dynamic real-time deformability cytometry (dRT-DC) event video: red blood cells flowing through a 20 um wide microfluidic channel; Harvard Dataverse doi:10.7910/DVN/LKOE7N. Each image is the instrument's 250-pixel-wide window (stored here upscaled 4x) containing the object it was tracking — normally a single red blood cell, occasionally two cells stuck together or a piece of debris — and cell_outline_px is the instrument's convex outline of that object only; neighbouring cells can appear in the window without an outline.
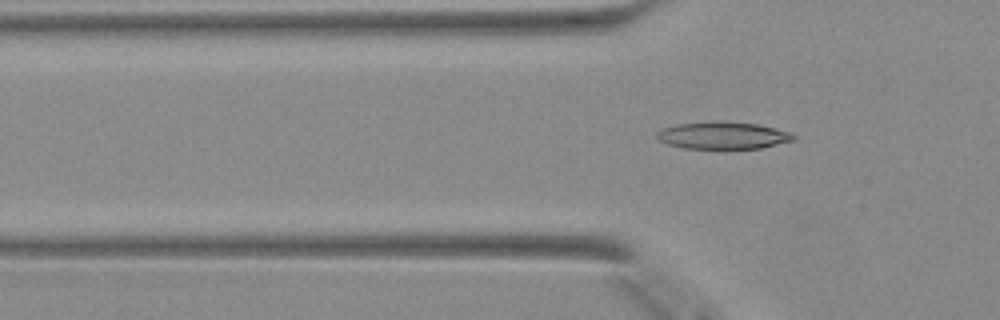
{"species": "Egyptian fruit bat (a non-hibernating species)", "species_latin": "Rousettus aegyptiacus", "temperature_condition": "warm", "stored_images_in_passage": 2, "camera_frame_rate_fps": 3000, "um_per_image_px": 0.085, "animal": {"sex": "female"}, "frame": {"image": 1, "passage_image": 2, "time_ms": 0.333, "image_size_px": [1000, 320], "cell_outline_px": [[796, 140], [760, 148], [728, 152], [684, 148], [668, 144], [660, 140], [656, 136], [656, 132], [664, 128], [676, 124], [756, 124], [776, 128], [792, 132], [796, 136]], "centroid_in_image_um": [61.52, 11.61], "position_along_channel_um": 64.3, "area_um2": 21.68}}